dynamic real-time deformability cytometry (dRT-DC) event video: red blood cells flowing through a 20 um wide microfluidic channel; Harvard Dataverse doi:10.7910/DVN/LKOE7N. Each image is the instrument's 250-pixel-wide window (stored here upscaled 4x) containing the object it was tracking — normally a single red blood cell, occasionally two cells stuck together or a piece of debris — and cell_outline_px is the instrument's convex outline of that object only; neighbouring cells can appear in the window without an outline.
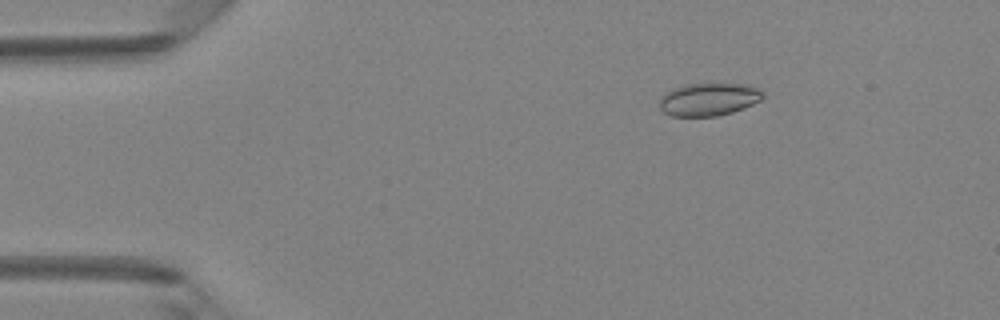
{"species": "Egyptian fruit bat (a non-hibernating species)", "species_latin": "Rousettus aegyptiacus", "temperature_condition": "room temperature", "stored_images_in_passage": 49, "camera_frame_rate_fps": 3000, "um_per_image_px": 0.085, "animal": {"sex": "female"}, "frame": {"image": 1, "passage_image": 8, "time_ms": 2.333, "image_size_px": [1000, 320], "cell_outline_px": [[764, 96], [760, 100], [744, 108], [732, 112], [716, 116], [672, 116], [664, 112], [660, 108], [660, 96], [664, 92], [688, 84], [748, 84], [760, 88], [764, 92]], "centroid_in_image_um": [60.26, 8.44], "position_along_channel_um": 24.7, "area_um2": 19.77}}
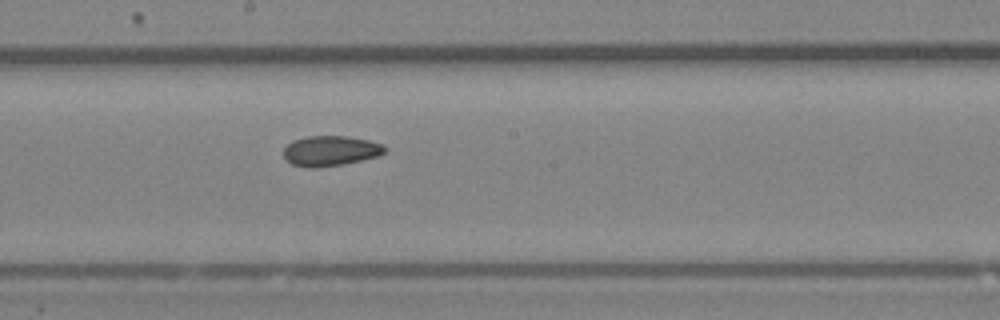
{"frame": {"image": 2, "passage_image": 27, "time_ms": 8.667, "image_size_px": [1000, 320], "cell_outline_px": [[388, 148], [380, 156], [344, 164], [316, 168], [308, 168], [292, 164], [284, 160], [284, 148], [292, 140], [308, 136], [348, 136], [368, 140], [384, 144]], "centroid_in_image_um": [28.1, 12.83], "position_along_channel_um": 220.1, "area_um2": 18.09}}
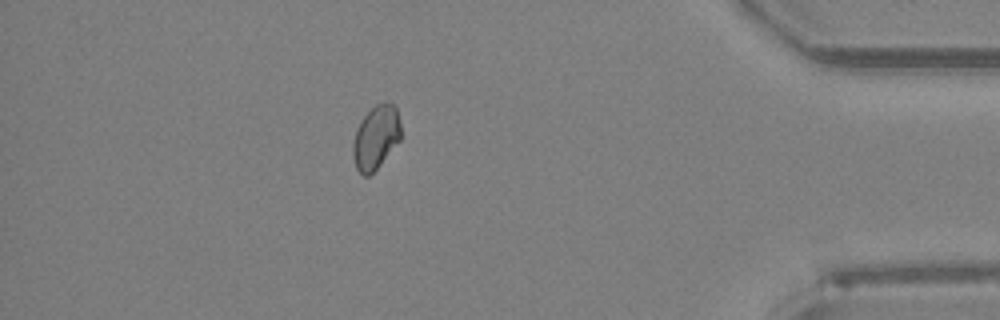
{"frame": {"image": 3, "passage_image": 43, "time_ms": 14.0, "image_size_px": [1000, 320], "cell_outline_px": [[400, 140], [380, 164], [368, 176], [364, 176], [356, 168], [352, 156], [352, 144], [356, 128], [360, 120], [376, 104], [392, 104], [396, 108], [400, 124]], "centroid_in_image_um": [31.91, 11.7], "position_along_channel_um": 403.3, "area_um2": 17.51}, "authors_computed_cell_mechanics": {"area_um2": 18.1492, "velocity_mm_per_s": 4.2082, "shape_relaxation_time_tau1_ms": null, "shape_relaxation_time_tau2_ms": 7.4867, "deformation_change_tau1": null, "deformation_change_tau2": 0.095}}